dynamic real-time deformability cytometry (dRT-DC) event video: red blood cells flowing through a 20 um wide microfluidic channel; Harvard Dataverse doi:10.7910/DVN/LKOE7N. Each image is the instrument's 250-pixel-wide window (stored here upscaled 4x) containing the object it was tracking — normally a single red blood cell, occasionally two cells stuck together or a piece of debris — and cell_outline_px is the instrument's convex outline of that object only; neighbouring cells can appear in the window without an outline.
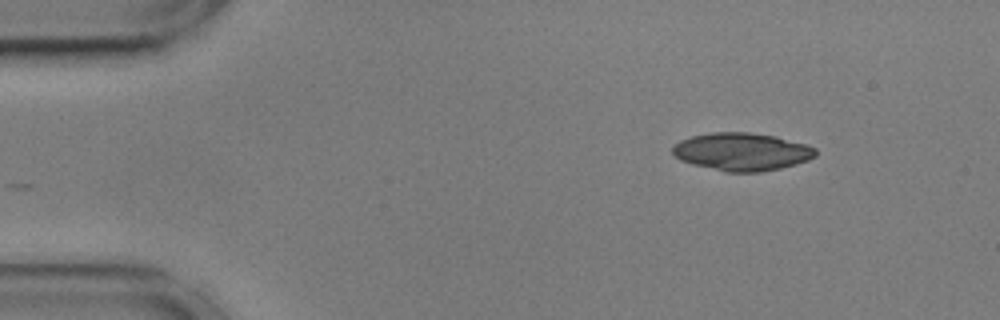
{"species": "common noctule bat (a hibernating species)", "species_latin": "Nyctalus noctula", "temperature_condition": "cold", "stored_images_in_passage": 49, "camera_frame_rate_fps": 3000, "um_per_image_px": 0.085, "animal": {"sex": "male", "body_mass_g": 17.9, "forearm_length_mm": 54.2}, "frame": {"image": 1, "passage_image": 1, "time_ms": 0.0, "image_size_px": [1000, 320], "cell_outline_px": [[816, 156], [808, 160], [796, 164], [780, 168], [760, 172], [724, 172], [692, 164], [680, 160], [672, 152], [672, 148], [680, 140], [692, 136], [712, 132], [748, 132], [776, 136], [808, 144], [816, 148]], "centroid_in_image_um": [63.08, 12.89], "position_along_channel_um": 21.9, "area_um2": 31.67}}